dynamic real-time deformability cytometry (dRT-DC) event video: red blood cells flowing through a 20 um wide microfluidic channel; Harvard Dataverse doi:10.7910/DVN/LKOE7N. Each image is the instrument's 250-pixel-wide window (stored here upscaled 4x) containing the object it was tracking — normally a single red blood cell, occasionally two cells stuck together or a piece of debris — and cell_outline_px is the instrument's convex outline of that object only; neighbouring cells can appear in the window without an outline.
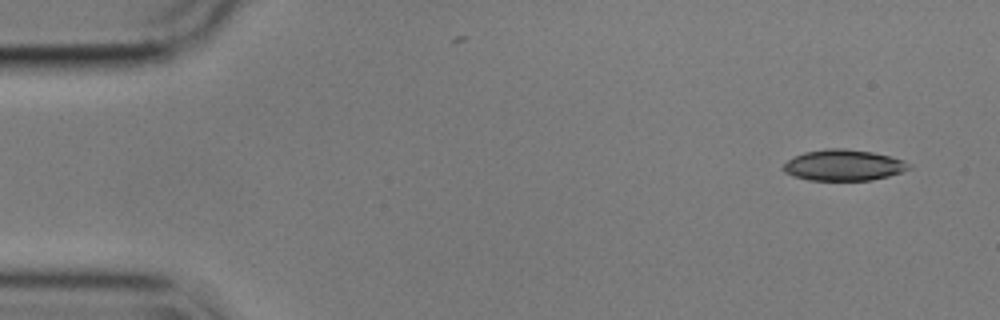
{"species": "common noctule bat (a hibernating species)", "species_latin": "Nyctalus noctula", "temperature_condition": "cold", "stored_images_in_passage": 14, "camera_frame_rate_fps": 3000, "um_per_image_px": 0.085, "animal": {"sex": "male", "body_mass_g": 17.9}, "frame": {"image": 1, "passage_image": 1, "time_ms": 0.0, "image_size_px": [1000, 320], "cell_outline_px": [[912, 168], [888, 176], [872, 180], [808, 180], [792, 176], [784, 172], [780, 168], [788, 160], [804, 152], [824, 148], [844, 148], [872, 152], [904, 160], [912, 164]], "centroid_in_image_um": [71.68, 14.04], "position_along_channel_um": 13.3, "area_um2": 22.83}}
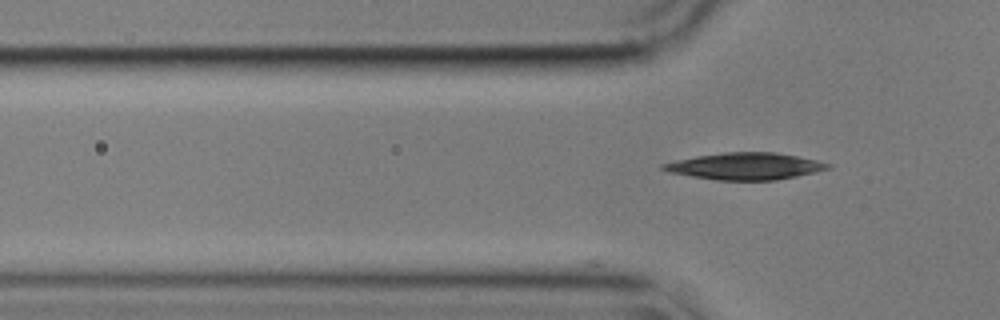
{"frame": {"image": 2, "passage_image": 14, "time_ms": 4.333, "image_size_px": [1000, 320], "cell_outline_px": [[832, 168], [816, 172], [776, 180], [716, 180], [668, 172], [660, 168], [660, 164], [676, 160], [696, 156], [724, 152], [776, 152], [816, 160], [832, 164]], "centroid_in_image_um": [63.35, 14.12], "position_along_channel_um": 62.5, "area_um2": 25.78}}